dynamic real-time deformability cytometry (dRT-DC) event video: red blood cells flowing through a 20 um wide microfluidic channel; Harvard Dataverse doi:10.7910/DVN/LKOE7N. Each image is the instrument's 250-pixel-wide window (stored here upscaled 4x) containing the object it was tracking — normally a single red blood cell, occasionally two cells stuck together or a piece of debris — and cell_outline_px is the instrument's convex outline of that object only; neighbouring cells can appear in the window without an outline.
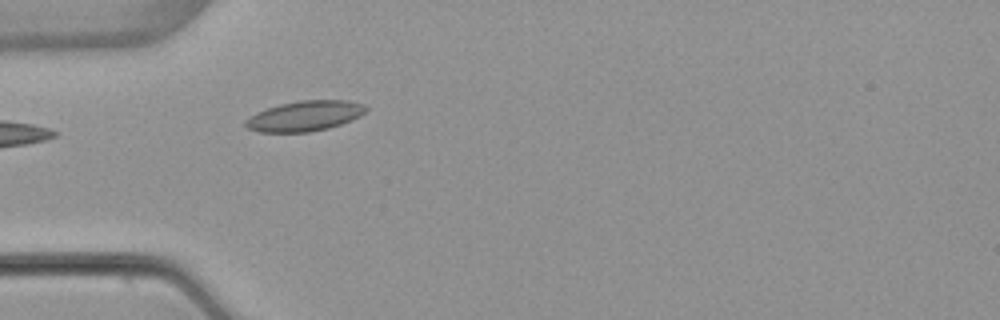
{"species": "common noctule bat (a hibernating species)", "species_latin": "Nyctalus noctula", "temperature_condition": "warm", "stored_images_in_passage": 3, "camera_frame_rate_fps": 3000, "um_per_image_px": 0.085, "animal": {"sex": "female", "body_mass_g": 22.7, "forearm_length_mm": 54.2}, "frame": {"image": 1, "passage_image": 3, "time_ms": 3.333, "image_size_px": [1000, 320], "cell_outline_px": [[368, 108], [360, 116], [352, 120], [328, 128], [308, 132], [260, 132], [248, 128], [244, 124], [244, 120], [256, 112], [280, 104], [300, 100], [348, 100], [364, 104]], "centroid_in_image_um": [25.91, 9.85], "position_along_channel_um": 59.1, "area_um2": 21.21}}